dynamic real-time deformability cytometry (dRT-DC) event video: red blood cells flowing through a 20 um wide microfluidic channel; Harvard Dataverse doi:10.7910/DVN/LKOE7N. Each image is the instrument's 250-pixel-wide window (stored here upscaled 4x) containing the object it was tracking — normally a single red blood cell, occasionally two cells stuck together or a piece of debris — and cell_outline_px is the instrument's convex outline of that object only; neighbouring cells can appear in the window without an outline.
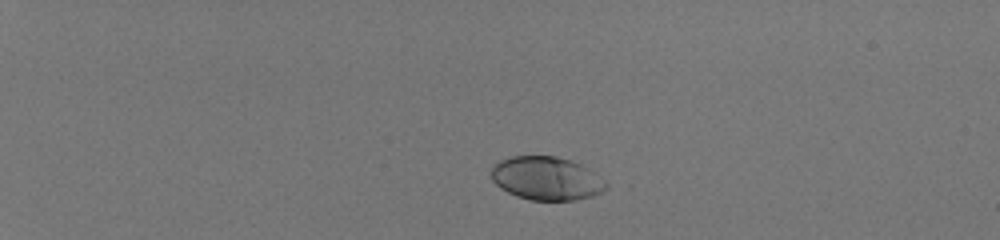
{"species": "human", "species_latin": "Homo sapiens", "temperature_condition": "room temperature", "stored_images_in_passage": 41, "camera_frame_rate_fps": 3000, "um_per_image_px": 0.085, "donor": {"sex": "male"}, "frame": {"image": 1, "passage_image": 1, "time_ms": 0.0, "image_size_px": [1000, 240], "cell_outline_px": [[612, 184], [608, 188], [592, 196], [576, 200], [532, 200], [516, 196], [500, 188], [492, 180], [492, 164], [500, 160], [512, 156], [556, 156], [580, 164], [588, 168]], "centroid_in_image_um": [46.48, 15.16], "position_along_channel_um": 38.5, "area_um2": 29.25}}
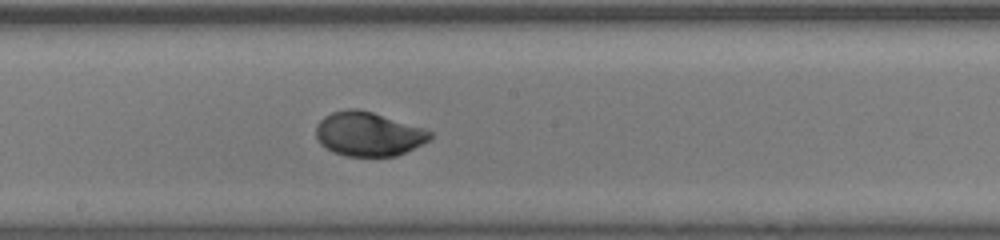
{"frame": {"image": 2, "passage_image": 22, "time_ms": 7.0, "image_size_px": [1000, 240], "cell_outline_px": [[432, 136], [428, 140], [396, 156], [344, 156], [332, 152], [320, 144], [316, 136], [316, 124], [324, 116], [332, 112], [348, 108], [356, 108], [372, 112], [424, 128], [432, 132]], "centroid_in_image_um": [31.26, 11.38], "position_along_channel_um": 216.9, "area_um2": 29.25}}
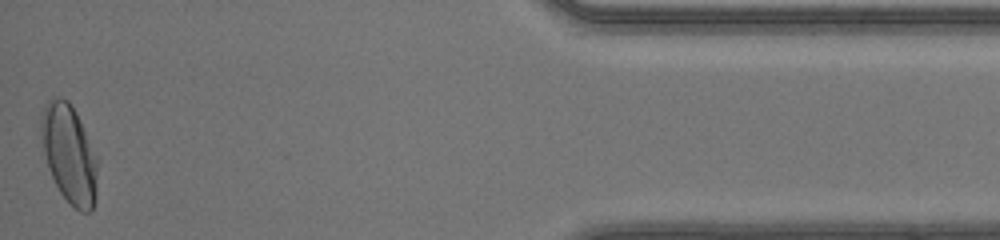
{"frame": {"image": 3, "passage_image": 41, "time_ms": 13.333, "image_size_px": [1000, 240], "cell_outline_px": [[100, 160], [96, 196], [92, 212], [80, 212], [60, 192], [48, 168], [44, 152], [40, 128], [40, 120], [44, 104], [52, 96], [56, 96], [68, 100], [76, 112]], "centroid_in_image_um": [5.92, 13.06], "position_along_channel_um": 429.3, "area_um2": 32.89}, "authors_computed_cell_mechanics": {"area_um2": 29.5358, "velocity_mm_per_s": 4.1587, "shape_relaxation_time_tau1_ms": 2.4566, "shape_relaxation_time_tau2_ms": null, "deformation_change_tau1": 0.1506, "deformation_change_tau2": null}}